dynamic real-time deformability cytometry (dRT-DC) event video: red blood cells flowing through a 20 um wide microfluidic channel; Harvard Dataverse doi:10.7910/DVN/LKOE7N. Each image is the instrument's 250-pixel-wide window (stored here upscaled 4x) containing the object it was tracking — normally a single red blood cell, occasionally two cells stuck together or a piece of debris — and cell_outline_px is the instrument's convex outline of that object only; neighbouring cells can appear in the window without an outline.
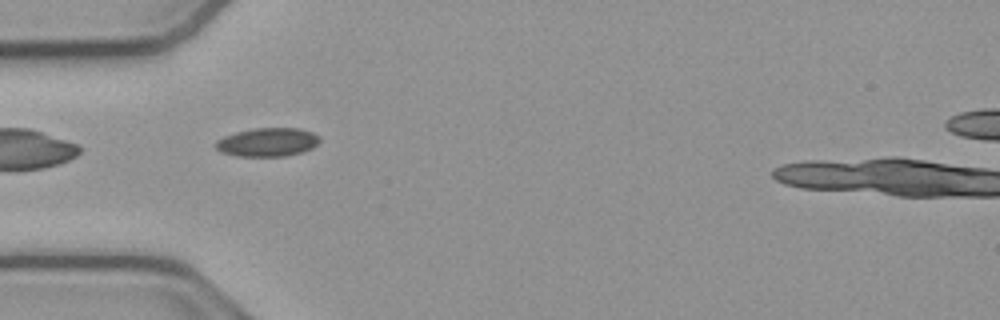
{"species": "common noctule bat (a hibernating species)", "species_latin": "Nyctalus noctula", "temperature_condition": "cold", "stored_images_in_passage": 33, "camera_frame_rate_fps": 3000, "um_per_image_px": 0.085, "animal": {"sex": "male", "body_mass_g": 23.1, "forearm_length_mm": 52.7}, "frame": {"image": 1, "passage_image": 2, "time_ms": 0.333, "image_size_px": [1000, 320], "cell_outline_px": [[320, 140], [312, 148], [300, 152], [284, 156], [236, 156], [220, 152], [216, 148], [216, 140], [224, 136], [236, 132], [252, 128], [300, 128], [312, 132], [320, 136]], "centroid_in_image_um": [22.73, 12.07], "position_along_channel_um": 62.3, "area_um2": 17.34}}
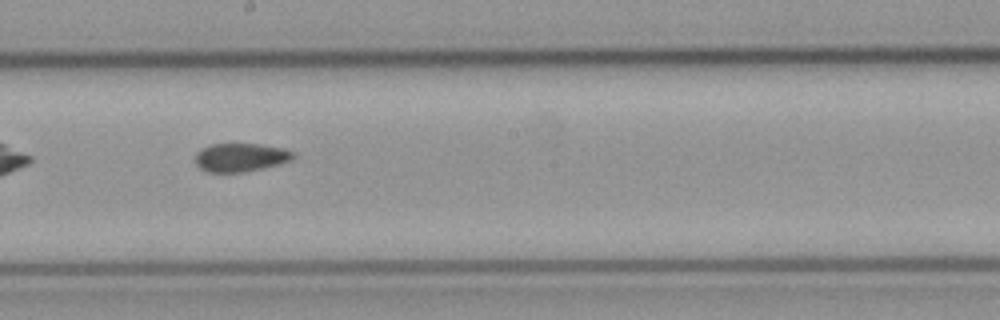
{"frame": {"image": 2, "passage_image": 15, "time_ms": 4.667, "image_size_px": [1000, 320], "cell_outline_px": [[296, 156], [292, 160], [280, 164], [244, 172], [208, 172], [200, 168], [196, 164], [196, 152], [200, 148], [212, 144], [260, 144], [284, 148], [296, 152]], "centroid_in_image_um": [20.49, 13.37], "position_along_channel_um": 227.7, "area_um2": 16.42}}
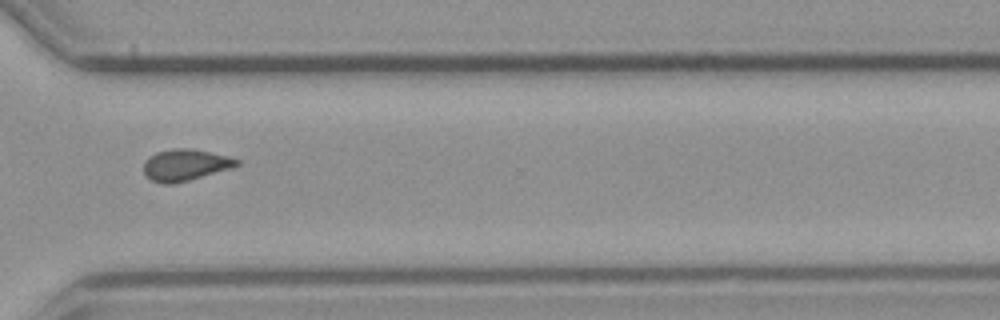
{"frame": {"image": 3, "passage_image": 25, "time_ms": 8.0, "image_size_px": [1000, 320], "cell_outline_px": [[240, 164], [232, 168], [188, 180], [172, 184], [164, 184], [152, 180], [144, 172], [144, 160], [148, 156], [156, 152], [172, 148], [192, 148], [228, 156], [240, 160]], "centroid_in_image_um": [15.75, 14.0], "position_along_channel_um": 354.9, "area_um2": 17.11}, "authors_computed_cell_mechanics": {"area_um2": 16.762, "velocity_mm_per_s": 3.8257, "shape_relaxation_time_tau1_ms": null, "shape_relaxation_time_tau2_ms": 5.3846, "deformation_change_tau1": null, "deformation_change_tau2": 0.1169}}